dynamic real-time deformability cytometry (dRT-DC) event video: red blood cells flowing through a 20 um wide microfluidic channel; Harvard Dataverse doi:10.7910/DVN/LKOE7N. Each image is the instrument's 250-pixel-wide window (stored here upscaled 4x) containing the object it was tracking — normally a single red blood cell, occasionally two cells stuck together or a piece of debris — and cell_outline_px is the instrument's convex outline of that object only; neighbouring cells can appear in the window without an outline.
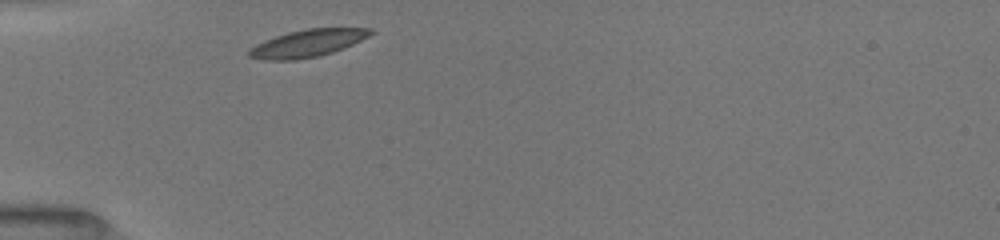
{"species": "common noctule bat (a hibernating species)", "species_latin": "Nyctalus noctula", "temperature_condition": "room temperature", "stored_images_in_passage": 1, "camera_frame_rate_fps": 3000, "um_per_image_px": 0.085, "animal": {"sex": "female", "body_mass_g": 19.5, "forearm_length_mm": 54.1}, "frame": {"image": 1, "passage_image": 1, "time_ms": 0.0, "image_size_px": [1000, 240], "cell_outline_px": [[376, 32], [352, 44], [332, 52], [316, 56], [292, 60], [264, 60], [248, 56], [248, 48], [264, 40], [288, 32], [304, 28], [372, 28]], "centroid_in_image_um": [26.11, 3.66], "position_along_channel_um": 58.9, "area_um2": 19.25}}